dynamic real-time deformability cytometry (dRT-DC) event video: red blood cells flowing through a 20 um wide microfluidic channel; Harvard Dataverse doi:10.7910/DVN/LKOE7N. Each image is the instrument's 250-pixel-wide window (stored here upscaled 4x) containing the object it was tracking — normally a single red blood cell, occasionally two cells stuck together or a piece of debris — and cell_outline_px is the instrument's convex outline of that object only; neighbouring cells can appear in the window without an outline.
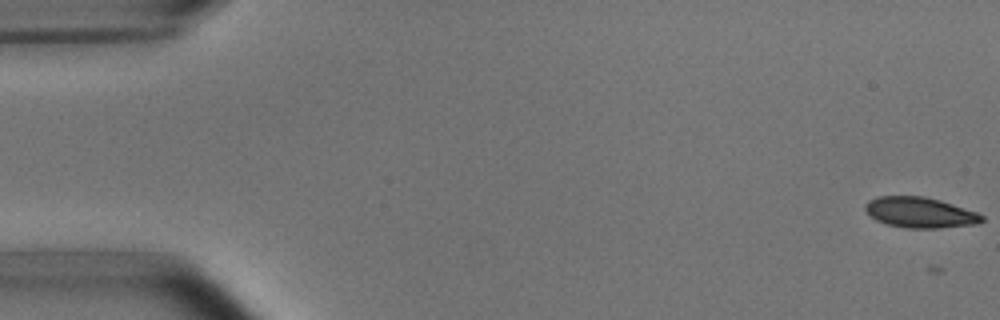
{"species": "common noctule bat (a hibernating species)", "species_latin": "Nyctalus noctula", "temperature_condition": "room temperature", "stored_images_in_passage": 12, "camera_frame_rate_fps": 3000, "um_per_image_px": 0.085, "animal": {"sex": "male", "body_mass_g": 15.6}, "frame": {"image": 1, "passage_image": 2, "time_ms": 0.333, "image_size_px": [1000, 320], "cell_outline_px": [[984, 220], [976, 224], [936, 228], [908, 228], [888, 224], [876, 220], [864, 208], [864, 204], [868, 200], [880, 196], [924, 196], [940, 200], [976, 212], [984, 216]], "centroid_in_image_um": [78.19, 18.05], "position_along_channel_um": 6.8, "area_um2": 20.58}}